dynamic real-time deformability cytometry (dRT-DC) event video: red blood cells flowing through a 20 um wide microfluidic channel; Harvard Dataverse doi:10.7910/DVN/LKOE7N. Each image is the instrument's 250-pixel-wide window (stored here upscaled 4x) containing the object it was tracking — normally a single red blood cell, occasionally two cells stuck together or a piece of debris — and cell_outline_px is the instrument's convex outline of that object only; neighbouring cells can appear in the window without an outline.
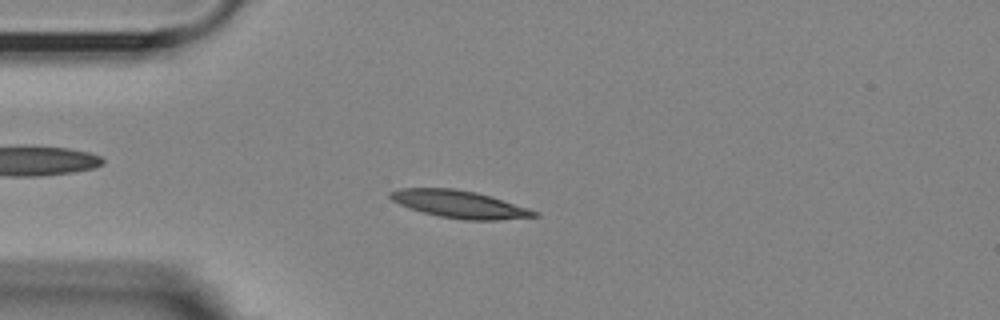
{"species": "Egyptian fruit bat (a non-hibernating species)", "species_latin": "Rousettus aegyptiacus", "temperature_condition": "room temperature", "stored_images_in_passage": 54, "camera_frame_rate_fps": 3000, "um_per_image_px": 0.085, "animal": {"sex": "female"}, "frame": {"image": 1, "passage_image": 13, "time_ms": 4.0, "image_size_px": [1000, 320], "cell_outline_px": [[540, 216], [496, 220], [464, 220], [440, 216], [424, 212], [400, 204], [392, 200], [388, 196], [388, 192], [400, 188], [452, 188], [476, 192], [492, 196], [540, 212]], "centroid_in_image_um": [39.09, 17.35], "position_along_channel_um": 45.9, "area_um2": 22.95}}
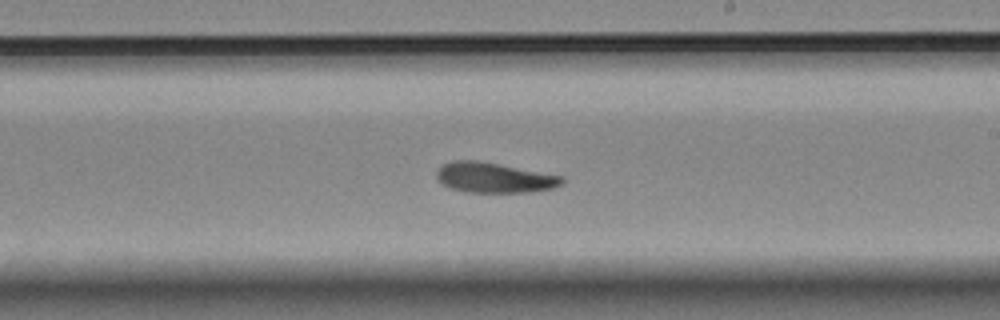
{"frame": {"image": 2, "passage_image": 31, "time_ms": 10.0, "image_size_px": [1000, 320], "cell_outline_px": [[564, 180], [560, 184], [552, 188], [528, 192], [464, 192], [448, 188], [436, 176], [436, 172], [444, 164], [452, 160], [476, 160], [564, 176]], "centroid_in_image_um": [41.98, 15.1], "position_along_channel_um": 247.0, "area_um2": 21.85}}
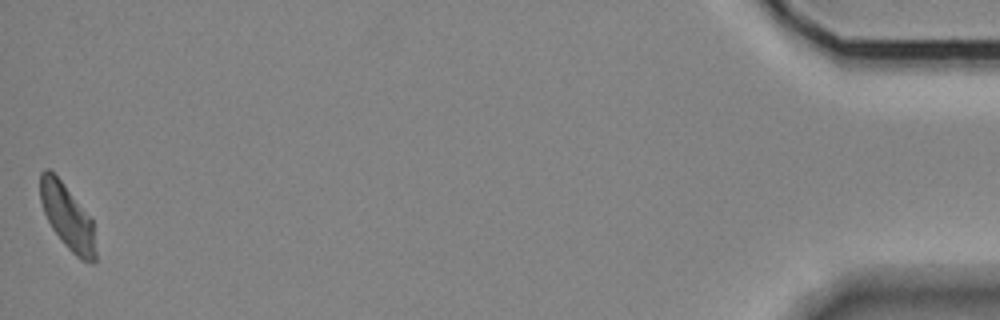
{"frame": {"image": 3, "passage_image": 54, "time_ms": 17.667, "image_size_px": [1000, 320], "cell_outline_px": [[96, 264], [92, 264], [80, 260], [64, 244], [52, 228], [44, 212], [40, 200], [40, 172], [44, 168], [48, 168], [64, 184], [92, 220], [96, 252]], "centroid_in_image_um": [5.73, 18.47], "position_along_channel_um": 429.5, "area_um2": 20.81}, "authors_computed_cell_mechanics": {"area_um2": 21.9062, "velocity_mm_per_s": 3.5941, "shape_relaxation_time_tau1_ms": 5.3538, "shape_relaxation_time_tau2_ms": 6.4969, "deformation_change_tau1": 0.1619, "deformation_change_tau2": 0.1431}}